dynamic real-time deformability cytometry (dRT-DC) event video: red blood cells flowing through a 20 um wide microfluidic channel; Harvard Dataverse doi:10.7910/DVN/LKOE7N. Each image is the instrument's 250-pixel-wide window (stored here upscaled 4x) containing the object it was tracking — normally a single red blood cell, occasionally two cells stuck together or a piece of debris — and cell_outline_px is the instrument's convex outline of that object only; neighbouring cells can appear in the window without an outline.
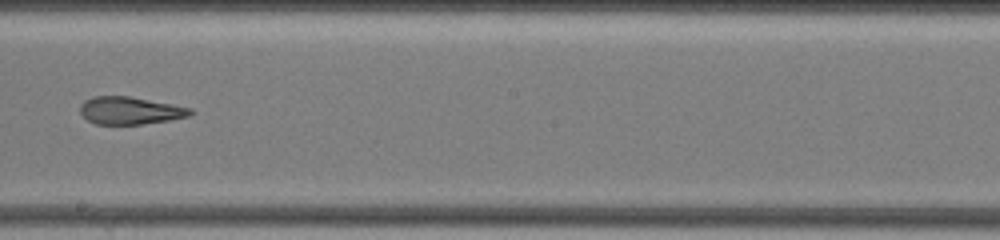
{"species": "common noctule bat (a hibernating species)", "species_latin": "Nyctalus noctula", "temperature_condition": "warm", "stored_images_in_passage": 47, "segment_of_instrument_passage": [2, 2], "camera_frame_rate_fps": 3000, "um_per_image_px": 0.085, "animal": {"sex": "female", "body_mass_g": 19.5, "forearm_length_mm": 54.1}, "frame": {"image": 1, "passage_image": 30, "time_ms": 13.0, "image_size_px": [1000, 240], "cell_outline_px": [[196, 112], [188, 116], [168, 120], [140, 124], [96, 124], [88, 120], [80, 112], [80, 104], [84, 100], [92, 96], [128, 96], [192, 108]], "centroid_in_image_um": [11.04, 9.39], "position_along_channel_um": 237.2, "area_um2": 17.57}}
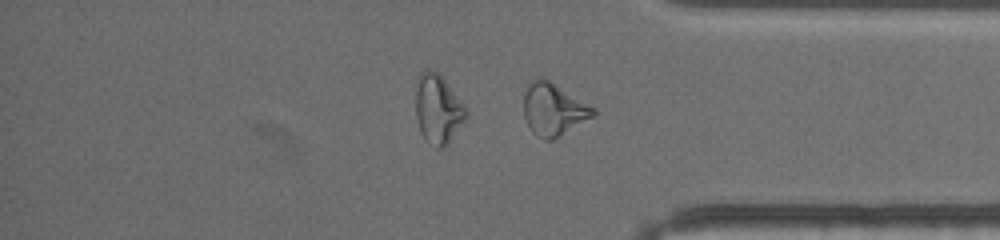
{"frame": {"image": 2, "passage_image": 39, "time_ms": 17.333, "image_size_px": [1000, 240], "cell_outline_px": [[596, 112], [592, 116], [552, 140], [544, 140], [536, 136], [532, 132], [524, 116], [524, 96], [528, 84], [532, 80], [548, 80], [596, 108]], "centroid_in_image_um": [47.03, 9.32], "position_along_channel_um": 388.2, "area_um2": 20.58}}
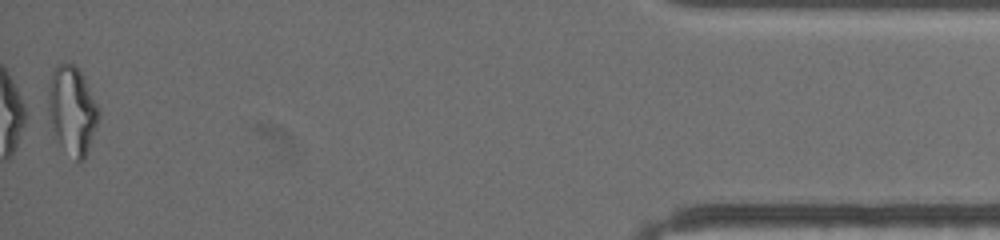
{"frame": {"image": 3, "passage_image": 47, "time_ms": 20.333, "image_size_px": [1000, 240], "cell_outline_px": [[100, 116], [88, 152], [84, 160], [76, 160], [60, 144], [52, 128], [48, 112], [48, 92], [52, 72], [56, 64], [72, 64], [84, 76], [100, 112]], "centroid_in_image_um": [6.14, 9.37], "position_along_channel_um": 429.1, "area_um2": 25.61}}